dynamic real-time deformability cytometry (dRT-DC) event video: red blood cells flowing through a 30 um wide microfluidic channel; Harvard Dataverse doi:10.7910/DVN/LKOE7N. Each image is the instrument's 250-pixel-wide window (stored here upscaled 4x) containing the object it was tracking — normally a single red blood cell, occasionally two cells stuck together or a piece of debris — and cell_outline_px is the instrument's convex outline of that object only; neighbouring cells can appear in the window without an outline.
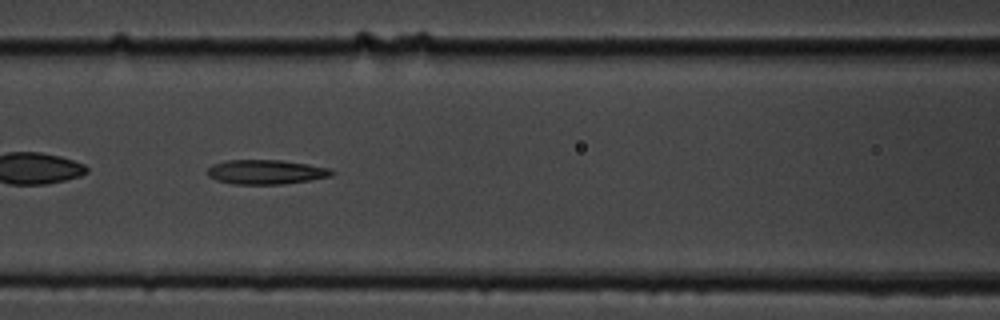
{"species": "common noctule bat (a hibernating species)", "species_latin": "Nyctalus noctula", "temperature_condition": "cold", "stored_images_in_passage": 55, "camera_frame_rate_fps": 3000, "um_per_image_px": 0.085, "animal": {"sex": "male", "body_mass_g": 19.5, "forearm_length_mm": 54.6}, "frame": {"image": 1, "passage_image": 24, "time_ms": 7.667, "image_size_px": [1000, 320], "cell_outline_px": [[336, 172], [332, 176], [312, 180], [284, 184], [232, 184], [216, 180], [208, 176], [208, 168], [212, 164], [224, 160], [280, 160], [308, 164], [328, 168]], "centroid_in_image_um": [22.61, 14.62], "position_along_channel_um": 144.0, "area_um2": 17.86}}
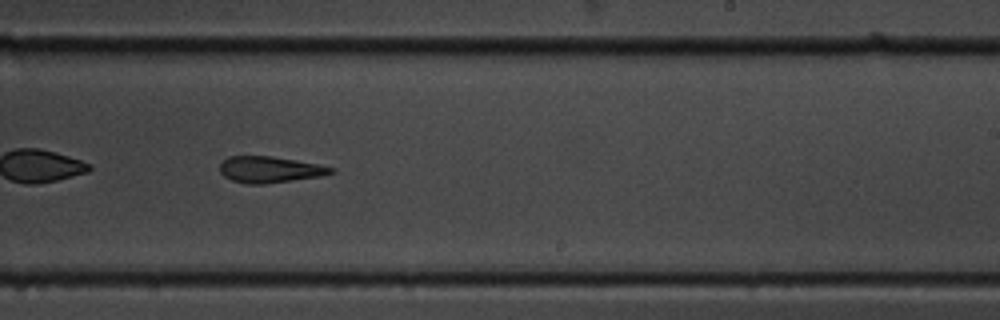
{"frame": {"image": 2, "passage_image": 34, "time_ms": 11.0, "image_size_px": [1000, 320], "cell_outline_px": [[336, 172], [320, 176], [264, 184], [244, 184], [232, 180], [224, 176], [220, 172], [220, 164], [228, 156], [272, 156], [296, 160], [336, 168]], "centroid_in_image_um": [22.92, 14.41], "position_along_channel_um": 266.1, "area_um2": 16.99}}
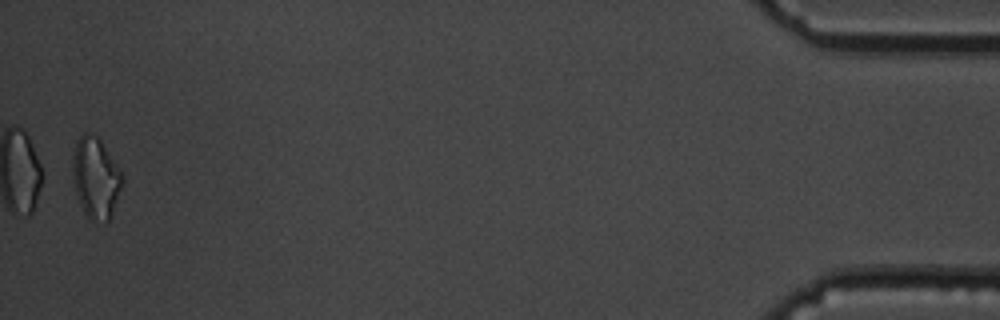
{"frame": {"image": 3, "passage_image": 54, "time_ms": 17.667, "image_size_px": [1000, 320], "cell_outline_px": [[124, 180], [112, 212], [108, 220], [88, 220], [80, 204], [76, 192], [72, 176], [72, 156], [76, 140], [84, 132], [92, 132], [100, 140], [120, 168], [124, 176]], "centroid_in_image_um": [8.12, 15.07], "position_along_channel_um": 427.1, "area_um2": 23.47}, "authors_computed_cell_mechanics": {"area_um2": 18.3804, "velocity_mm_per_s": 3.6775, "shape_relaxation_time_tau1_ms": 8.849, "shape_relaxation_time_tau2_ms": 4.5969, "deformation_change_tau1": 0.2508, "deformation_change_tau2": 0.1608}}